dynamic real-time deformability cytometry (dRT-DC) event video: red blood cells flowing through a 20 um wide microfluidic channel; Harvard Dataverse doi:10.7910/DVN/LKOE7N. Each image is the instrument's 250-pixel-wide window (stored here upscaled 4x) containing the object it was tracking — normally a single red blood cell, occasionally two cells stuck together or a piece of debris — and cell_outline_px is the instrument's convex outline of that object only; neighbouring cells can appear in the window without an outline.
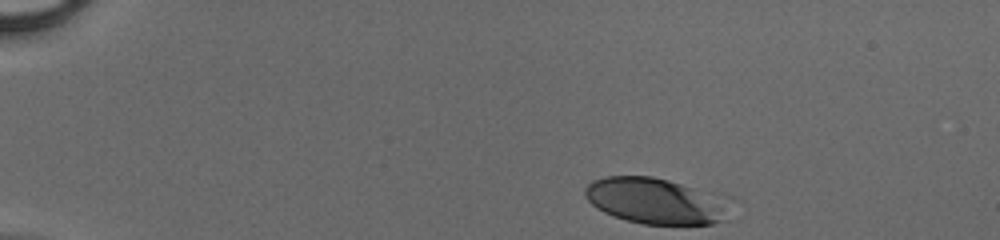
{"species": "human", "species_latin": "Homo sapiens", "temperature_condition": "cold", "stored_images_in_passage": 35, "camera_frame_rate_fps": 3000, "um_per_image_px": 0.085, "donor": {"sex": "male"}, "frame": {"image": 1, "passage_image": 1, "time_ms": 0.0, "image_size_px": [1000, 240], "cell_outline_px": [[720, 220], [712, 224], [644, 224], [628, 220], [604, 212], [592, 204], [584, 196], [584, 192], [588, 184], [592, 180], [608, 176], [652, 176], [668, 180], [692, 188], [720, 208]], "centroid_in_image_um": [55.34, 17.07], "position_along_channel_um": 29.7, "area_um2": 35.84}}
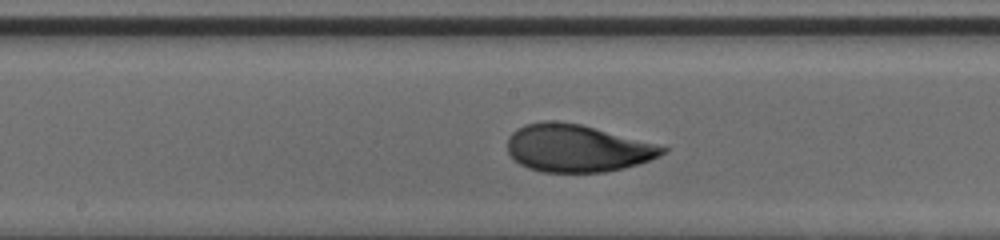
{"frame": {"image": 2, "passage_image": 20, "time_ms": 6.333, "image_size_px": [1000, 240], "cell_outline_px": [[668, 148], [660, 156], [624, 168], [604, 172], [544, 172], [528, 168], [520, 164], [508, 152], [508, 136], [512, 132], [524, 124], [544, 120], [556, 120], [580, 124]], "centroid_in_image_um": [48.99, 12.59], "position_along_channel_um": 199.2, "area_um2": 42.37}}
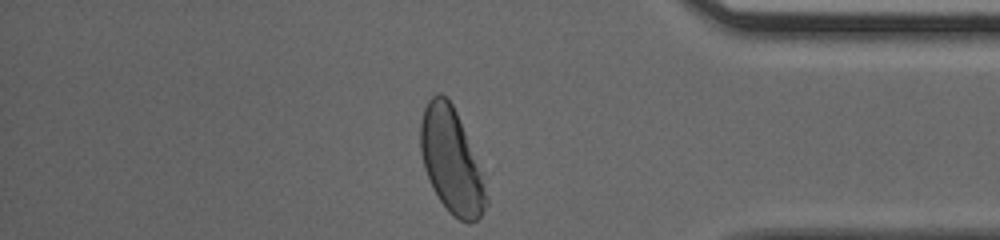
{"frame": {"image": 3, "passage_image": 35, "time_ms": 11.333, "image_size_px": [1000, 240], "cell_outline_px": [[488, 204], [480, 216], [472, 224], [468, 224], [452, 216], [448, 212], [432, 188], [424, 168], [420, 152], [420, 124], [424, 108], [428, 100], [436, 92], [440, 92], [452, 104], [456, 112], [480, 172], [488, 200]], "centroid_in_image_um": [38.32, 13.71], "position_along_channel_um": 396.9, "area_um2": 39.42}}